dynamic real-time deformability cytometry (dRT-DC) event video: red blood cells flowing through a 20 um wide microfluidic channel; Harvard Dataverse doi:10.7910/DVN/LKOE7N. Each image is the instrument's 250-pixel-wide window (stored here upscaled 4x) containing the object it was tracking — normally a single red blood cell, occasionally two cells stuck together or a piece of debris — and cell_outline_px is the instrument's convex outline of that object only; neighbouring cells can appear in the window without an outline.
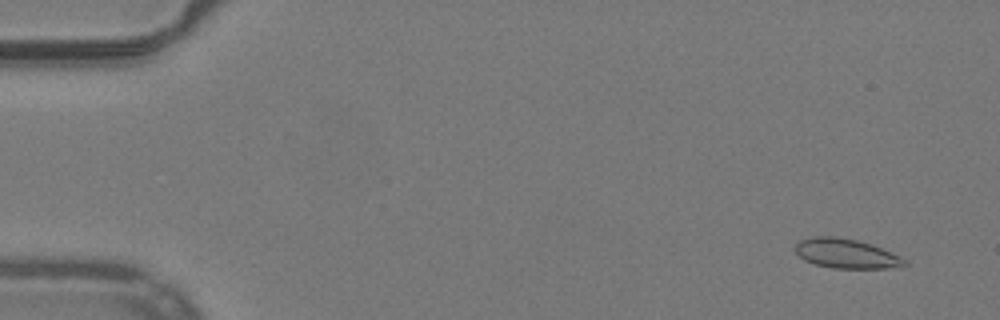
{"species": "common noctule bat (a hibernating species)", "species_latin": "Nyctalus noctula", "temperature_condition": "warm", "stored_images_in_passage": 50, "camera_frame_rate_fps": 3000, "um_per_image_px": 0.085, "animal": {"sex": "male", "body_mass_g": 19.2, "forearm_length_mm": 51.8}, "frame": {"image": 1, "passage_image": 1, "time_ms": 0.0, "image_size_px": [1000, 320], "cell_outline_px": [[908, 264], [904, 268], [832, 268], [816, 264], [804, 260], [796, 252], [796, 244], [800, 240], [812, 236], [836, 236], [856, 240], [872, 244], [900, 256]], "centroid_in_image_um": [71.96, 21.55], "position_along_channel_um": 13.0, "area_um2": 18.84}}
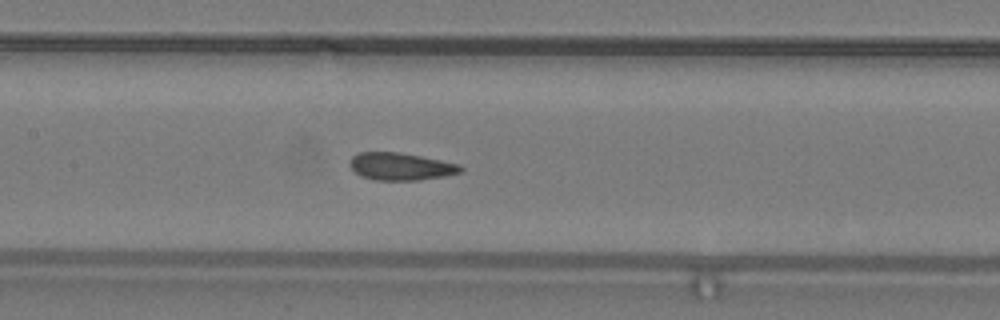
{"frame": {"image": 2, "passage_image": 23, "time_ms": 7.333, "image_size_px": [1000, 320], "cell_outline_px": [[464, 172], [444, 176], [420, 180], [376, 180], [360, 176], [352, 168], [352, 156], [360, 152], [400, 152], [460, 164], [464, 168]], "centroid_in_image_um": [34.12, 14.15], "position_along_channel_um": 173.3, "area_um2": 17.63}}
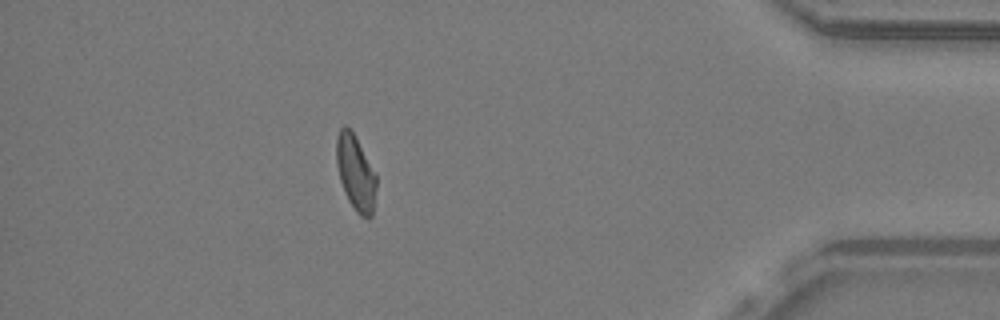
{"frame": {"image": 3, "passage_image": 44, "time_ms": 14.333, "image_size_px": [1000, 320], "cell_outline_px": [[376, 188], [372, 216], [368, 220], [360, 216], [356, 212], [348, 200], [344, 192], [340, 180], [336, 164], [336, 136], [340, 128], [344, 124], [352, 132], [376, 176]], "centroid_in_image_um": [30.2, 14.74], "position_along_channel_um": 405.0, "area_um2": 17.28}, "authors_computed_cell_mechanics": {"area_um2": 17.918, "velocity_mm_per_s": 3.9728, "shape_relaxation_time_tau1_ms": null, "shape_relaxation_time_tau2_ms": 0.6659, "deformation_change_tau1": null, "deformation_change_tau2": 0.0606}}